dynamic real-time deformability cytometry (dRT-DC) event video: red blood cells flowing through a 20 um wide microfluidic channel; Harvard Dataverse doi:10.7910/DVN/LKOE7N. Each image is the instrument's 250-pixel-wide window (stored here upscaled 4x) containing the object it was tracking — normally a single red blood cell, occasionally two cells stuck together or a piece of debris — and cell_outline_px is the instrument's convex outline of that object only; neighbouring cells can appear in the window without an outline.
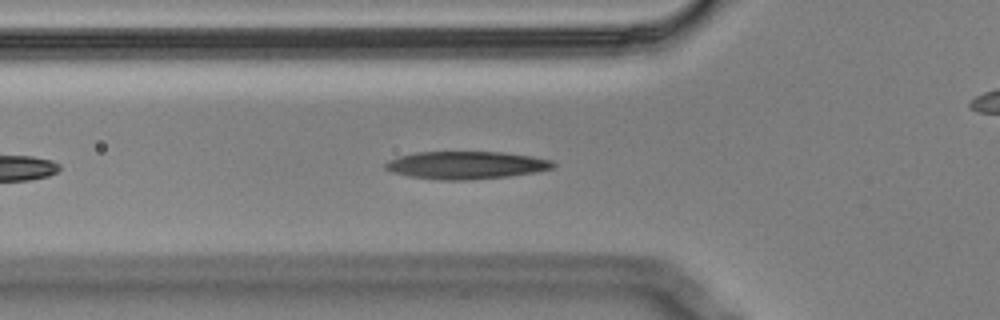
{"species": "Egyptian fruit bat (a non-hibernating species)", "species_latin": "Rousettus aegyptiacus", "temperature_condition": "cold", "stored_images_in_passage": 27, "camera_frame_rate_fps": 3000, "um_per_image_px": 0.085, "animal": {"sex": "male"}, "frame": {"image": 1, "passage_image": 8, "time_ms": 2.333, "image_size_px": [1000, 320], "cell_outline_px": [[556, 164], [552, 168], [536, 172], [508, 176], [464, 180], [440, 180], [408, 176], [392, 172], [384, 168], [384, 164], [388, 160], [400, 156], [416, 152], [500, 152], [532, 156], [552, 160]], "centroid_in_image_um": [39.6, 14.03], "position_along_channel_um": 86.2, "area_um2": 26.99}}